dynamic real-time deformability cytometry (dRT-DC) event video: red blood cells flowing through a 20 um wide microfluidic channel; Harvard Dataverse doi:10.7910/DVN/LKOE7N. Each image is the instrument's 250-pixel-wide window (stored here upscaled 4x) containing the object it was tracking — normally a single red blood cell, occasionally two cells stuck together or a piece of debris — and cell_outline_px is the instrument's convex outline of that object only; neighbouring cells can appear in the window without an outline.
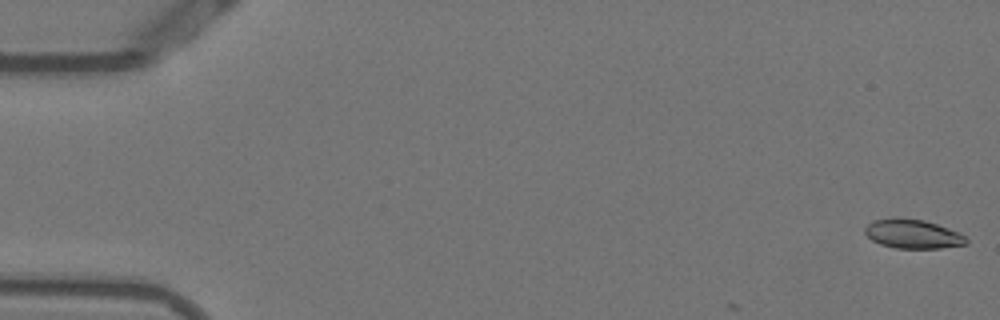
{"species": "Egyptian fruit bat (a non-hibernating species)", "species_latin": "Rousettus aegyptiacus", "temperature_condition": "warm", "stored_images_in_passage": 9, "camera_frame_rate_fps": 3000, "um_per_image_px": 0.085, "animal": {"sex": "female"}, "frame": {"image": 1, "passage_image": 1, "time_ms": 0.0, "image_size_px": [1000, 320], "cell_outline_px": [[968, 244], [940, 248], [896, 248], [880, 244], [872, 240], [864, 232], [864, 228], [872, 220], [896, 216], [924, 220], [960, 232], [968, 240]], "centroid_in_image_um": [77.57, 19.86], "position_along_channel_um": 7.4, "area_um2": 17.4}}